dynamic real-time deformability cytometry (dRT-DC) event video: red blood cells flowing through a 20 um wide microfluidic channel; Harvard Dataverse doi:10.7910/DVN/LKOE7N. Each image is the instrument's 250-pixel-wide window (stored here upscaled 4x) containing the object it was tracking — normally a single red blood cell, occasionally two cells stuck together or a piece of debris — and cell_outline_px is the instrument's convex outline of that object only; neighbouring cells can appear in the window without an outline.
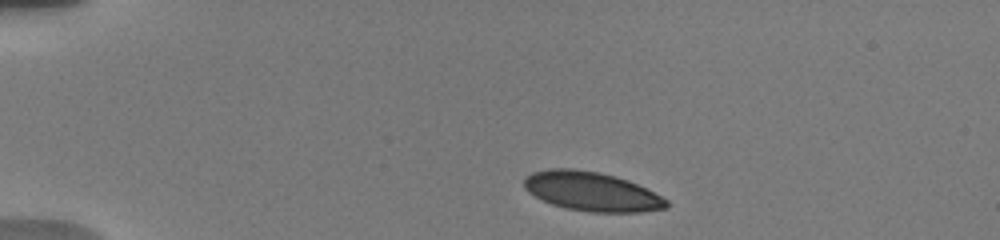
{"species": "human", "species_latin": "Homo sapiens", "temperature_condition": "warm", "stored_images_in_passage": 38, "camera_frame_rate_fps": 3000, "um_per_image_px": 0.085, "donor": {"sex": "male"}, "frame": {"image": 1, "passage_image": 1, "time_ms": 0.0, "image_size_px": [1000, 240], "cell_outline_px": [[668, 208], [640, 212], [588, 212], [568, 208], [552, 204], [528, 192], [524, 188], [524, 176], [532, 172], [548, 168], [572, 168], [600, 172], [616, 176], [628, 180], [668, 200]], "centroid_in_image_um": [50.26, 16.26], "position_along_channel_um": 34.7, "area_um2": 32.43}}
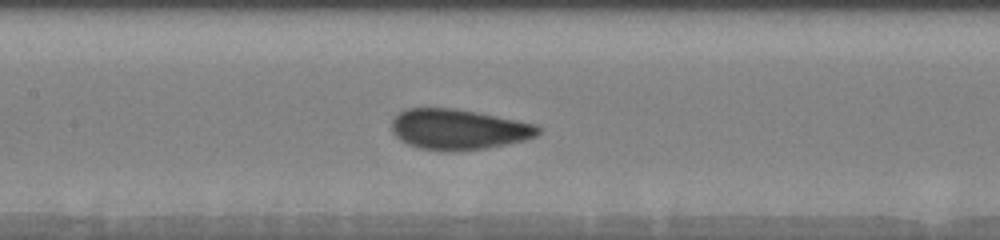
{"frame": {"image": 2, "passage_image": 9, "time_ms": 5.333, "image_size_px": [1000, 240], "cell_outline_px": [[540, 132], [536, 136], [524, 140], [484, 148], [452, 152], [448, 152], [416, 148], [400, 140], [392, 132], [392, 120], [400, 112], [408, 108], [452, 108], [476, 112], [536, 124], [540, 128]], "centroid_in_image_um": [38.93, 11.0], "position_along_channel_um": 168.5, "area_um2": 34.45}}
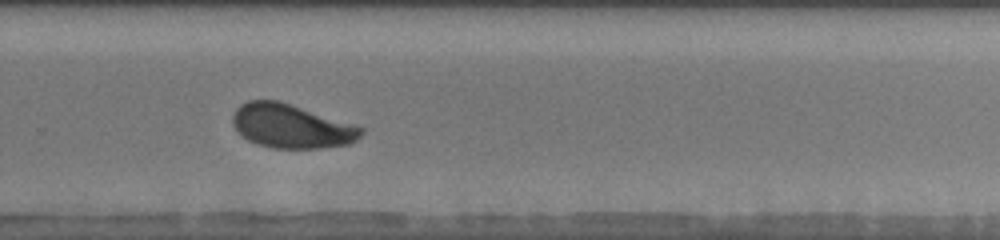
{"frame": {"image": 3, "passage_image": 21, "time_ms": 9.0, "image_size_px": [1000, 240], "cell_outline_px": [[364, 132], [356, 140], [348, 144], [320, 148], [272, 148], [256, 144], [248, 140], [232, 124], [232, 116], [236, 108], [240, 104], [248, 100], [280, 100], [364, 128]], "centroid_in_image_um": [24.74, 10.71], "position_along_channel_um": 305.1, "area_um2": 32.77}, "authors_computed_cell_mechanics": {"area_um2": 32.946, "velocity_mm_per_s": 3.7382, "shape_relaxation_time_tau1_ms": 2.4586, "shape_relaxation_time_tau2_ms": null, "deformation_change_tau1": 0.1079, "deformation_change_tau2": null}}